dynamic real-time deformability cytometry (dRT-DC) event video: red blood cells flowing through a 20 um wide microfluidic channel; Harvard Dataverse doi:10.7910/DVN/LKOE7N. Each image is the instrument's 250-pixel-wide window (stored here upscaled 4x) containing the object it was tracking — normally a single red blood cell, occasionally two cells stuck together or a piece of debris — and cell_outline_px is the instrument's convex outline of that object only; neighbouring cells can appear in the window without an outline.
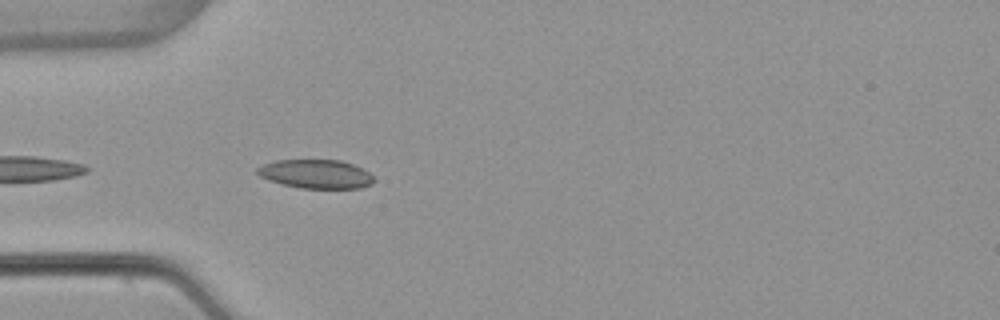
{"species": "common noctule bat (a hibernating species)", "species_latin": "Nyctalus noctula", "temperature_condition": "warm", "stored_images_in_passage": 36, "camera_frame_rate_fps": 3000, "um_per_image_px": 0.085, "animal": {"sex": "female", "body_mass_g": 22.7, "forearm_length_mm": 54.2}, "frame": {"image": 1, "passage_image": 1, "time_ms": 0.0, "image_size_px": [1000, 320], "cell_outline_px": [[376, 180], [372, 184], [360, 188], [300, 188], [268, 180], [260, 176], [256, 172], [256, 168], [264, 164], [276, 160], [340, 160], [352, 164], [368, 172]], "centroid_in_image_um": [26.85, 14.79], "position_along_channel_um": 58.2, "area_um2": 19.48}, "authors_computed_cell_mechanics": {"area_um2": 18.785, "velocity_mm_per_s": 3.8779, "shape_relaxation_time_tau1_ms": 6.2941, "shape_relaxation_time_tau2_ms": 3.388, "deformation_change_tau1": 0.1617, "deformation_change_tau2": 0.0917}}